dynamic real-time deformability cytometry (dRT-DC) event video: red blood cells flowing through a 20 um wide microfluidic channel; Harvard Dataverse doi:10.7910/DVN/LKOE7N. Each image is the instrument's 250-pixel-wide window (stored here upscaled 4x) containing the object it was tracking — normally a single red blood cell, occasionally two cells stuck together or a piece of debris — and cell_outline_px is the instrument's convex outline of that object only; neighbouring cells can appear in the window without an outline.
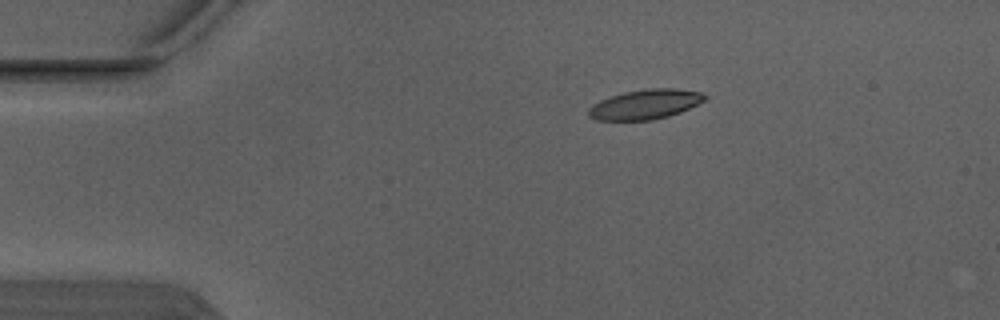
{"species": "Egyptian fruit bat (a non-hibernating species)", "species_latin": "Rousettus aegyptiacus", "temperature_condition": "warm", "stored_images_in_passage": 3, "camera_frame_rate_fps": 3000, "um_per_image_px": 0.085, "animal": {"sex": "male"}, "frame": {"image": 1, "passage_image": 1, "time_ms": 0.0, "image_size_px": [1000, 320], "cell_outline_px": [[708, 96], [704, 100], [680, 112], [668, 116], [652, 120], [596, 120], [588, 116], [588, 108], [592, 104], [600, 100], [624, 92], [648, 88], [676, 88], [700, 92]], "centroid_in_image_um": [54.81, 8.87], "position_along_channel_um": 30.2, "area_um2": 20.06}}